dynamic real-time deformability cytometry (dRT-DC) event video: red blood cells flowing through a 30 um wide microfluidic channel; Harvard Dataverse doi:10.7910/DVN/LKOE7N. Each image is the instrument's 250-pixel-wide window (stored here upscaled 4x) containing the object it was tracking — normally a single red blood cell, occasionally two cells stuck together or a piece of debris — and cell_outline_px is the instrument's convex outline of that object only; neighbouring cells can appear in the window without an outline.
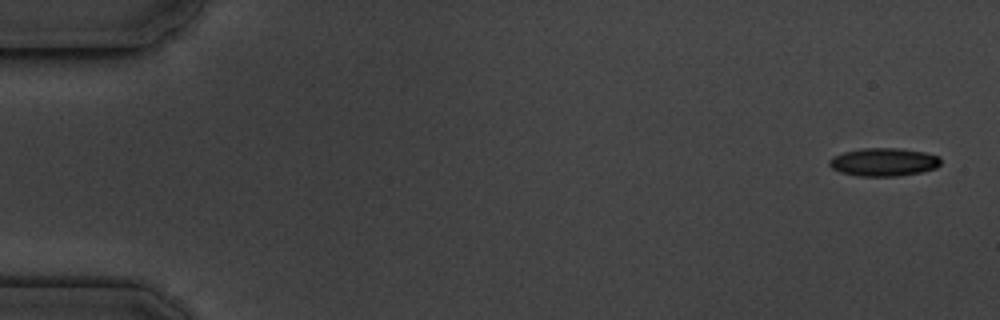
{"species": "common noctule bat (a hibernating species)", "species_latin": "Nyctalus noctula", "temperature_condition": "cold", "stored_images_in_passage": 6, "segment_of_instrument_passage": [1, 2], "camera_frame_rate_fps": 3000, "um_per_image_px": 0.085, "animal": {"sex": "male", "body_mass_g": 19.5, "forearm_length_mm": 54.6}, "frame": {"image": 1, "passage_image": 1, "time_ms": 0.0, "image_size_px": [1000, 320], "cell_outline_px": [[940, 164], [936, 168], [920, 172], [896, 176], [856, 176], [840, 172], [832, 168], [828, 164], [828, 160], [832, 156], [844, 152], [864, 148], [896, 148], [924, 152], [940, 156]], "centroid_in_image_um": [75.08, 13.77], "position_along_channel_um": 9.9, "area_um2": 18.26}}
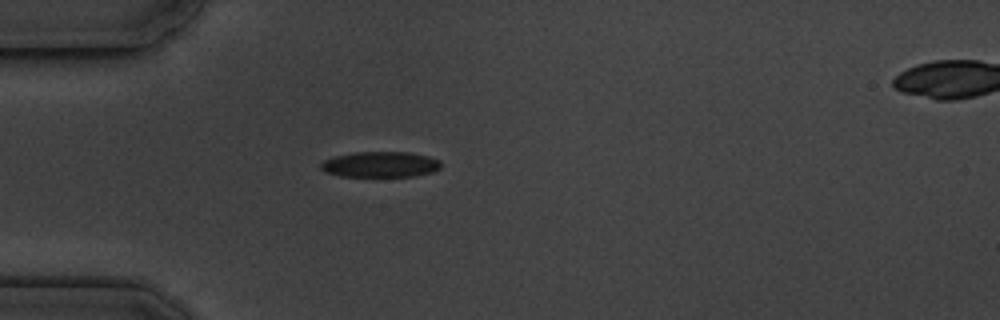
{"frame": {"image": 2, "passage_image": 5, "time_ms": 4.667, "image_size_px": [1000, 320], "cell_outline_px": [[440, 168], [432, 172], [416, 176], [340, 176], [324, 172], [320, 168], [320, 164], [324, 160], [332, 156], [356, 152], [408, 152], [428, 156], [440, 160]], "centroid_in_image_um": [32.3, 13.97], "position_along_channel_um": 52.7, "area_um2": 18.03}}